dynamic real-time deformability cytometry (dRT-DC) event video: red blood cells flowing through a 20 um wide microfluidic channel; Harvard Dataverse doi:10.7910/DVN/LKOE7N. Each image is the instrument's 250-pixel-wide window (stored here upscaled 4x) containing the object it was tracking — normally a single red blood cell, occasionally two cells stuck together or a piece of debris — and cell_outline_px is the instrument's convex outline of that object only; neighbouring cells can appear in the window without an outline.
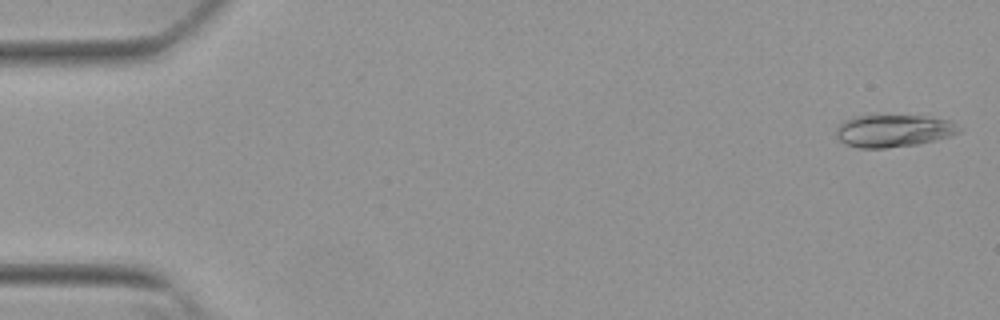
{"species": "Egyptian fruit bat (a non-hibernating species)", "species_latin": "Rousettus aegyptiacus", "temperature_condition": "warm", "stored_images_in_passage": 52, "camera_frame_rate_fps": 3000, "um_per_image_px": 0.085, "animal": {"sex": "female"}, "frame": {"image": 1, "passage_image": 1, "time_ms": 0.0, "image_size_px": [1000, 320], "cell_outline_px": [[960, 132], [948, 136], [916, 144], [884, 148], [860, 148], [848, 144], [840, 140], [836, 136], [836, 128], [844, 120], [852, 116], [880, 112], [928, 116], [948, 120], [960, 128]], "centroid_in_image_um": [75.88, 11.05], "position_along_channel_um": 9.1, "area_um2": 23.87}}
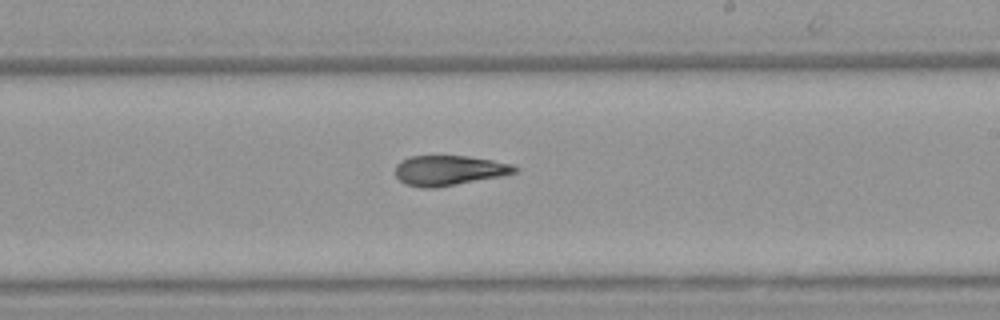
{"frame": {"image": 2, "passage_image": 31, "time_ms": 10.0, "image_size_px": [1000, 320], "cell_outline_px": [[520, 168], [516, 172], [504, 176], [432, 188], [420, 188], [408, 184], [400, 180], [396, 176], [396, 164], [400, 160], [412, 156], [468, 156], [492, 160], [512, 164]], "centroid_in_image_um": [38.19, 14.48], "position_along_channel_um": 250.8, "area_um2": 20.87}}
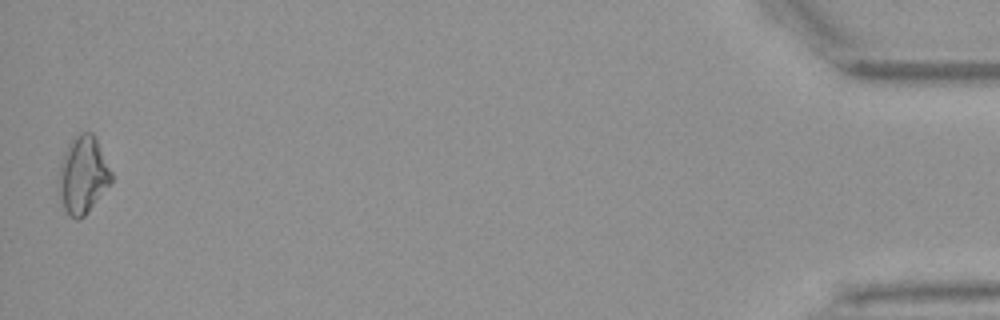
{"frame": {"image": 3, "passage_image": 52, "time_ms": 17.0, "image_size_px": [1000, 320], "cell_outline_px": [[112, 184], [88, 212], [80, 220], [76, 220], [68, 216], [64, 208], [60, 196], [60, 164], [64, 152], [68, 144], [80, 132], [92, 132], [96, 136], [112, 172]], "centroid_in_image_um": [7.09, 14.88], "position_along_channel_um": 428.1, "area_um2": 23.81}, "authors_computed_cell_mechanics": {"area_um2": 21.6172, "velocity_mm_per_s": 3.849, "shape_relaxation_time_tau1_ms": 6.7279, "shape_relaxation_time_tau2_ms": 4.4159, "deformation_change_tau1": 0.2074, "deformation_change_tau2": 0.1013}}